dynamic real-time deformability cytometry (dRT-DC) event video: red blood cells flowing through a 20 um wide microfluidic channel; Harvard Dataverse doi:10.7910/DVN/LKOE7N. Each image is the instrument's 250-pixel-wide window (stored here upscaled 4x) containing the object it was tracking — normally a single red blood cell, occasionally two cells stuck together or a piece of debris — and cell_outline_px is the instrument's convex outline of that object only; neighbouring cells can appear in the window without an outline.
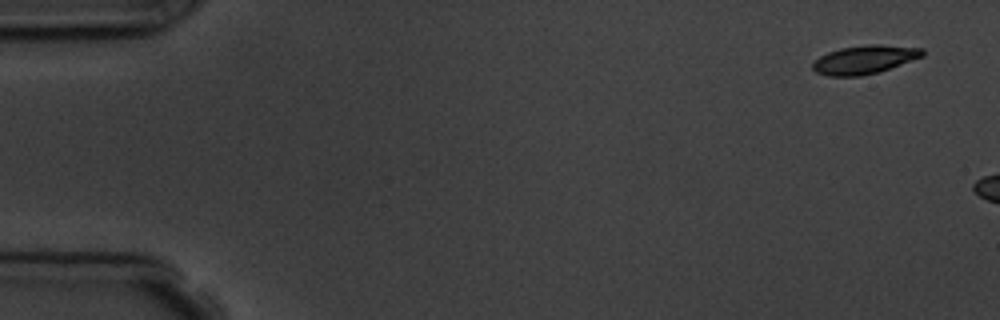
{"species": "common noctule bat (a hibernating species)", "species_latin": "Nyctalus noctula", "temperature_condition": "room temperature", "stored_images_in_passage": 3, "camera_frame_rate_fps": 3000, "um_per_image_px": 0.085, "animal": {"sex": "male", "body_mass_g": 19.5, "forearm_length_mm": 54.6}, "frame": {"image": 1, "passage_image": 1, "time_ms": 0.0, "image_size_px": [1000, 320], "cell_outline_px": [[924, 56], [880, 72], [860, 76], [828, 76], [816, 72], [812, 68], [812, 60], [828, 52], [840, 48], [868, 44], [880, 44], [924, 48]], "centroid_in_image_um": [73.48, 5.06], "position_along_channel_um": 11.5, "area_um2": 18.5}}